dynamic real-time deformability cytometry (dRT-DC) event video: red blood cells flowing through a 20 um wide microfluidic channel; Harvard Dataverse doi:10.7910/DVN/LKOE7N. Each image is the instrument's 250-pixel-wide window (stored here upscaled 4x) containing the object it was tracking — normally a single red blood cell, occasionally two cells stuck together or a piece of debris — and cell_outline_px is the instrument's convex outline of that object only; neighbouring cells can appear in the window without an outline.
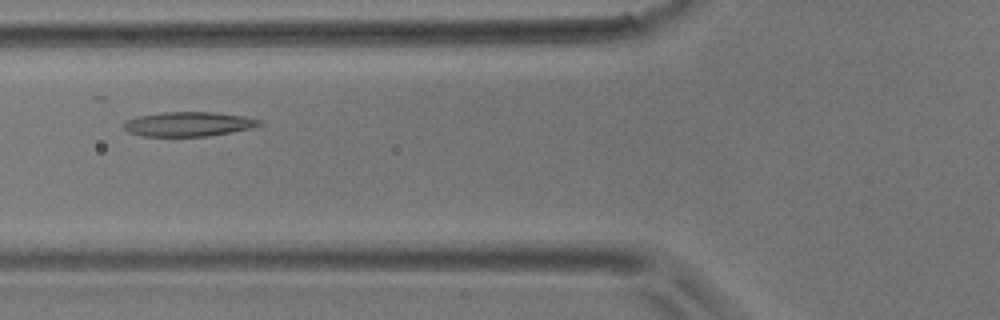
{"species": "common noctule bat (a hibernating species)", "species_latin": "Nyctalus noctula", "temperature_condition": "room temperature", "stored_images_in_passage": 3, "camera_frame_rate_fps": 3000, "um_per_image_px": 0.085, "animal": {"sex": "male", "body_mass_g": 17.9}, "frame": {"image": 1, "passage_image": 3, "time_ms": 0.667, "image_size_px": [1000, 320], "cell_outline_px": [[264, 124], [252, 128], [232, 132], [208, 136], [140, 136], [128, 132], [124, 128], [124, 120], [140, 116], [164, 112], [216, 112], [244, 116], [260, 120]], "centroid_in_image_um": [16.04, 10.55], "position_along_channel_um": 109.8, "area_um2": 19.42}}